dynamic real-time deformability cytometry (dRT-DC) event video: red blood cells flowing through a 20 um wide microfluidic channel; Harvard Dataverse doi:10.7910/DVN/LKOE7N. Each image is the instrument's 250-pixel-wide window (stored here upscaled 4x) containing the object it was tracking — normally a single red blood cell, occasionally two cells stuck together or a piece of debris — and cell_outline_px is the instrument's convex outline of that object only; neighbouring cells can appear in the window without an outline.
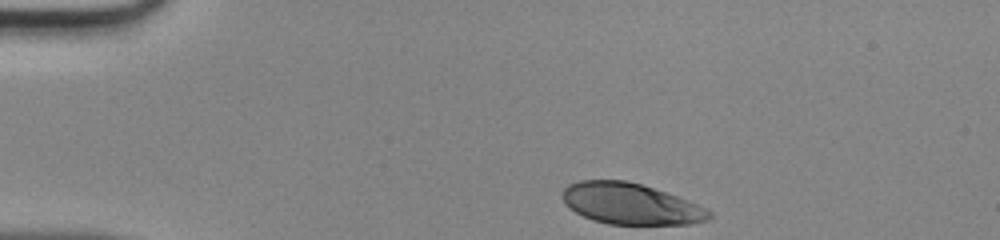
{"species": "human", "species_latin": "Homo sapiens", "temperature_condition": "room temperature", "stored_images_in_passage": 32, "camera_frame_rate_fps": 3000, "um_per_image_px": 0.085, "donor": {"sex": "male"}, "frame": {"image": 1, "passage_image": 1, "time_ms": 0.0, "image_size_px": [1000, 240], "cell_outline_px": [[712, 216], [708, 220], [692, 224], [608, 224], [592, 220], [568, 208], [564, 204], [564, 188], [568, 184], [580, 180], [624, 180], [640, 184], [688, 200], [712, 212]], "centroid_in_image_um": [53.58, 17.33], "position_along_channel_um": 31.4, "area_um2": 34.91}}
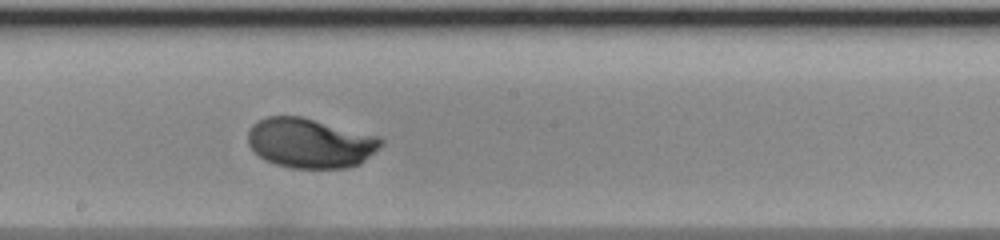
{"frame": {"image": 2, "passage_image": 19, "time_ms": 6.0, "image_size_px": [1000, 240], "cell_outline_px": [[384, 144], [380, 148], [360, 164], [348, 168], [292, 168], [276, 164], [260, 156], [248, 144], [248, 132], [252, 124], [268, 116], [300, 116], [380, 136], [384, 140]], "centroid_in_image_um": [26.41, 12.16], "position_along_channel_um": 221.8, "area_um2": 38.61}}
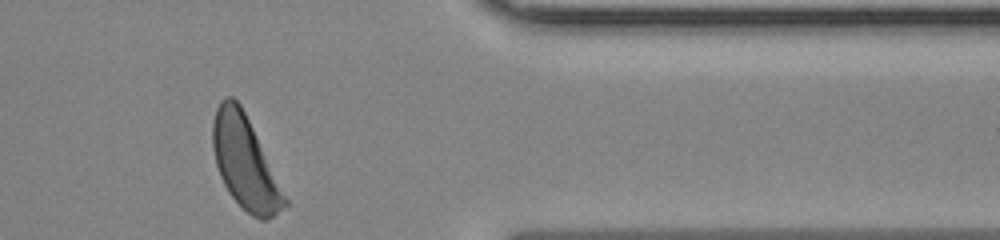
{"frame": {"image": 3, "passage_image": 32, "time_ms": 10.333, "image_size_px": [1000, 240], "cell_outline_px": [[288, 204], [268, 220], [260, 220], [252, 216], [228, 192], [220, 176], [216, 164], [212, 148], [212, 124], [216, 108], [220, 100], [224, 96], [232, 96], [240, 104], [288, 200]], "centroid_in_image_um": [20.79, 13.81], "position_along_channel_um": 390.6, "area_um2": 38.15}}